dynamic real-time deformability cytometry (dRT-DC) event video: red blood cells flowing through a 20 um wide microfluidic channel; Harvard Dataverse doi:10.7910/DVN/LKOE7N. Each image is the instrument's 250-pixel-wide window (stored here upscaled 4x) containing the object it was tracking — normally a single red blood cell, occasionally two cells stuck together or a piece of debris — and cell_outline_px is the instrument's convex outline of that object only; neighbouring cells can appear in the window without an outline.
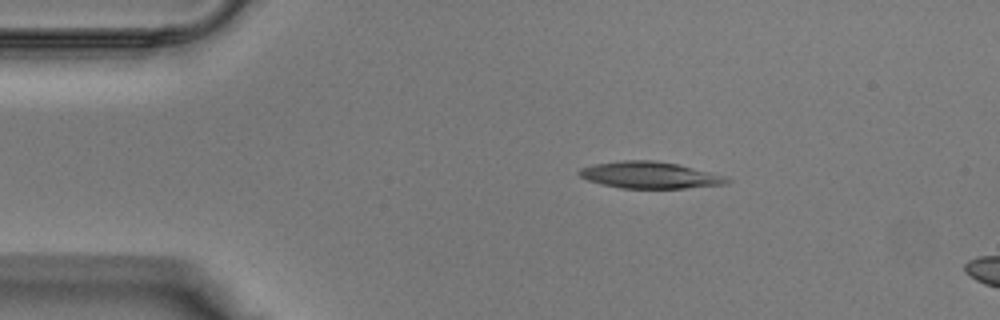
{"species": "Egyptian fruit bat (a non-hibernating species)", "species_latin": "Rousettus aegyptiacus", "temperature_condition": "warm", "stored_images_in_passage": 5, "camera_frame_rate_fps": 3000, "um_per_image_px": 0.085, "animal": {"sex": "male"}, "frame": {"image": 1, "passage_image": 1, "time_ms": 0.0, "image_size_px": [1000, 320], "cell_outline_px": [[732, 180], [728, 184], [684, 188], [620, 188], [600, 184], [588, 180], [580, 176], [576, 172], [580, 168], [596, 164], [620, 160], [652, 160], [680, 164], [724, 176]], "centroid_in_image_um": [55.22, 14.88], "position_along_channel_um": 29.8, "area_um2": 23.0}}